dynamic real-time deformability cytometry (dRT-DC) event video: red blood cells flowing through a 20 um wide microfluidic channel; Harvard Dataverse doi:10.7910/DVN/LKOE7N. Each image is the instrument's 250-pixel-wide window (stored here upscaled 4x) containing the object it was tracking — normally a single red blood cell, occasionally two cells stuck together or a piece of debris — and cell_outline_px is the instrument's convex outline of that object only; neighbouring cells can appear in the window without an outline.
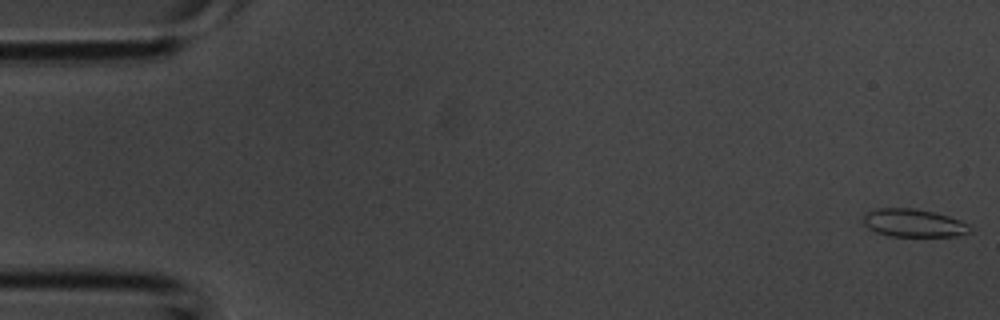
{"species": "common noctule bat (a hibernating species)", "species_latin": "Nyctalus noctula", "temperature_condition": "room temperature", "stored_images_in_passage": 6, "camera_frame_rate_fps": 3000, "um_per_image_px": 0.085, "animal": {"sex": "male", "body_mass_g": 20.1, "forearm_length_mm": 53.5}, "frame": {"image": 1, "passage_image": 1, "time_ms": 0.0, "image_size_px": [1000, 320], "cell_outline_px": [[972, 228], [968, 232], [956, 236], [888, 236], [876, 232], [868, 228], [864, 224], [864, 216], [868, 212], [876, 208], [916, 208], [948, 216], [960, 220], [968, 224]], "centroid_in_image_um": [77.64, 18.95], "position_along_channel_um": 7.4, "area_um2": 17.28}}
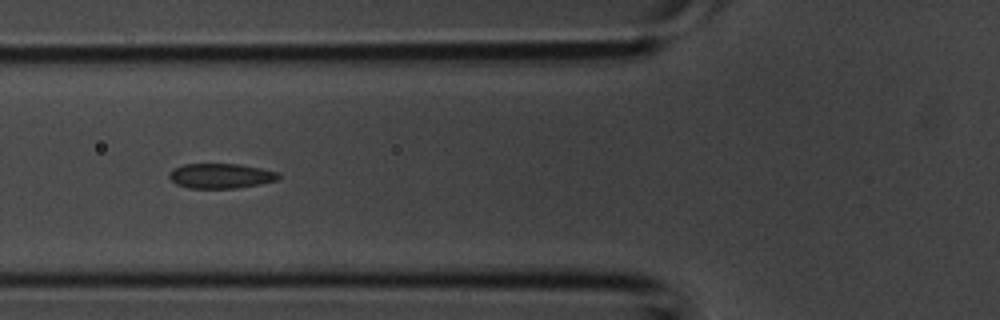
{"frame": {"image": 2, "passage_image": 5, "time_ms": 1.333, "image_size_px": [1000, 320], "cell_outline_px": [[280, 176], [276, 180], [260, 184], [236, 188], [188, 188], [176, 184], [168, 176], [168, 172], [172, 168], [184, 164], [240, 164], [280, 172]], "centroid_in_image_um": [18.74, 14.94], "position_along_channel_um": 107.1, "area_um2": 15.95}}
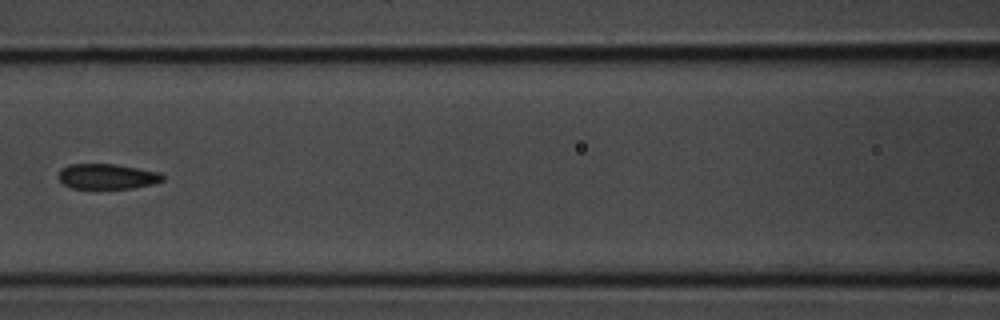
{"frame": {"image": 3, "passage_image": 6, "time_ms": 1.667, "image_size_px": [1000, 320], "cell_outline_px": [[164, 180], [152, 184], [132, 188], [72, 188], [64, 184], [56, 176], [60, 168], [68, 164], [116, 164], [160, 172], [164, 176]], "centroid_in_image_um": [9.08, 14.98], "position_along_channel_um": 157.5, "area_um2": 15.43}}